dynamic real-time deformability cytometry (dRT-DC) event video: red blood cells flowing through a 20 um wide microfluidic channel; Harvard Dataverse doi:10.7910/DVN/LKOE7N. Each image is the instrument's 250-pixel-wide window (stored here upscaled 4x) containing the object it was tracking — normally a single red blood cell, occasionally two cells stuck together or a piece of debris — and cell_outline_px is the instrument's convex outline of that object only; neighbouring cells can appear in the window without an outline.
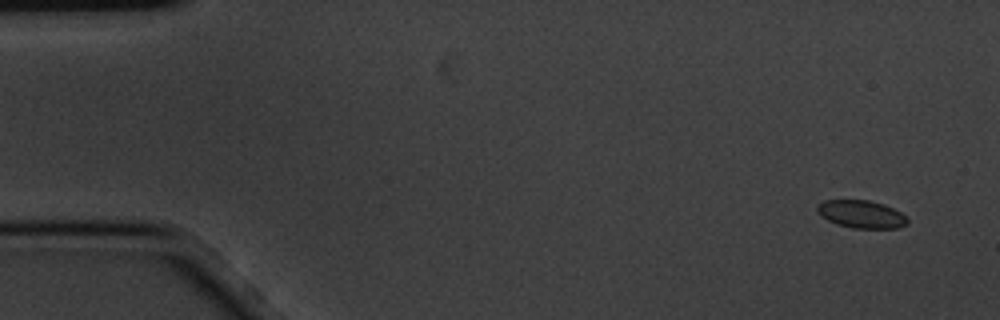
{"species": "common noctule bat (a hibernating species)", "species_latin": "Nyctalus noctula", "temperature_condition": "cold", "stored_images_in_passage": 4, "camera_frame_rate_fps": 3000, "um_per_image_px": 0.085, "animal": {"sex": "male", "body_mass_g": 20.1, "forearm_length_mm": 53.5}, "frame": {"image": 1, "passage_image": 4, "time_ms": 1.0, "image_size_px": [1000, 320], "cell_outline_px": [[908, 224], [896, 228], [852, 228], [836, 224], [820, 216], [816, 212], [816, 208], [824, 200], [868, 200], [884, 204], [900, 212], [908, 220]], "centroid_in_image_um": [73.19, 18.21], "position_along_channel_um": 11.8, "area_um2": 14.57}}